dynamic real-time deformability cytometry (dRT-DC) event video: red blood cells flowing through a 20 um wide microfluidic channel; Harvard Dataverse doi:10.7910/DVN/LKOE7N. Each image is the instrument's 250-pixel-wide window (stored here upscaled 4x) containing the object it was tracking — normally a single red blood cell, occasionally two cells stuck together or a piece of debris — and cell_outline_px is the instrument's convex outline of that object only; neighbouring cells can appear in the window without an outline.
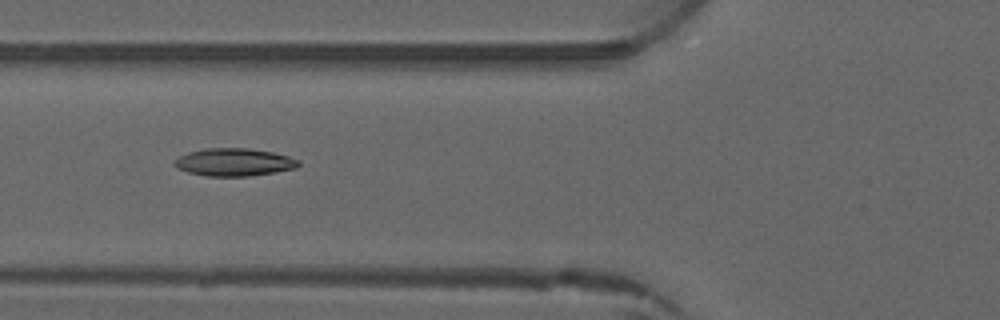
{"species": "common noctule bat (a hibernating species)", "species_latin": "Nyctalus noctula", "temperature_condition": "warm", "stored_images_in_passage": 2, "camera_frame_rate_fps": 3000, "um_per_image_px": 0.085, "animal": {"sex": "male", "forearm_length_mm": 52.5}, "frame": {"image": 1, "passage_image": 2, "time_ms": 1.0, "image_size_px": [1000, 320], "cell_outline_px": [[300, 164], [296, 168], [276, 172], [248, 176], [208, 176], [188, 172], [176, 168], [172, 164], [172, 160], [188, 152], [204, 148], [248, 148], [272, 152], [288, 156], [300, 160]], "centroid_in_image_um": [19.87, 13.78], "position_along_channel_um": 105.9, "area_um2": 20.17}}